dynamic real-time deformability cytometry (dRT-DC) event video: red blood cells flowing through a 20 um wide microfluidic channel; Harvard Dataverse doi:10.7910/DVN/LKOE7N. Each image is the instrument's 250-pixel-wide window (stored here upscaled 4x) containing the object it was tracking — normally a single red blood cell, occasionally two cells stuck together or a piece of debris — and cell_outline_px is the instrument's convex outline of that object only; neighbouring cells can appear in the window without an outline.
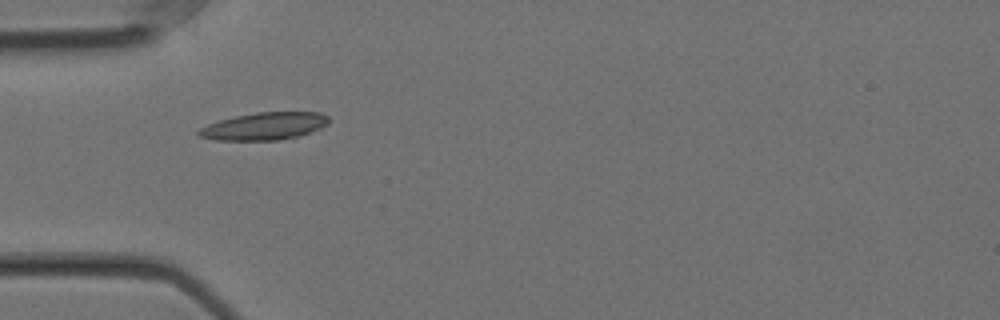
{"species": "Egyptian fruit bat (a non-hibernating species)", "species_latin": "Rousettus aegyptiacus", "temperature_condition": "cold", "stored_images_in_passage": 40, "camera_frame_rate_fps": 3000, "um_per_image_px": 0.085, "animal": {"sex": "female"}, "frame": {"image": 1, "passage_image": 1, "time_ms": 0.0, "image_size_px": [1000, 320], "cell_outline_px": [[328, 124], [320, 128], [300, 136], [276, 140], [216, 140], [196, 136], [196, 132], [200, 128], [208, 124], [220, 120], [236, 116], [256, 112], [320, 112], [328, 116]], "centroid_in_image_um": [22.45, 10.73], "position_along_channel_um": 62.6, "area_um2": 20.81}}
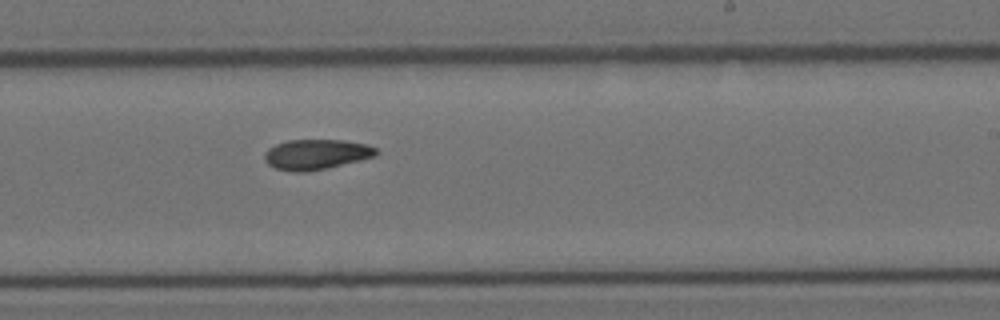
{"frame": {"image": 2, "passage_image": 18, "time_ms": 5.667, "image_size_px": [1000, 320], "cell_outline_px": [[380, 152], [376, 156], [360, 160], [324, 168], [304, 172], [292, 172], [276, 168], [268, 164], [264, 160], [264, 152], [268, 148], [276, 144], [288, 140], [344, 140], [368, 144], [376, 148]], "centroid_in_image_um": [26.88, 13.11], "position_along_channel_um": 262.1, "area_um2": 19.65}}
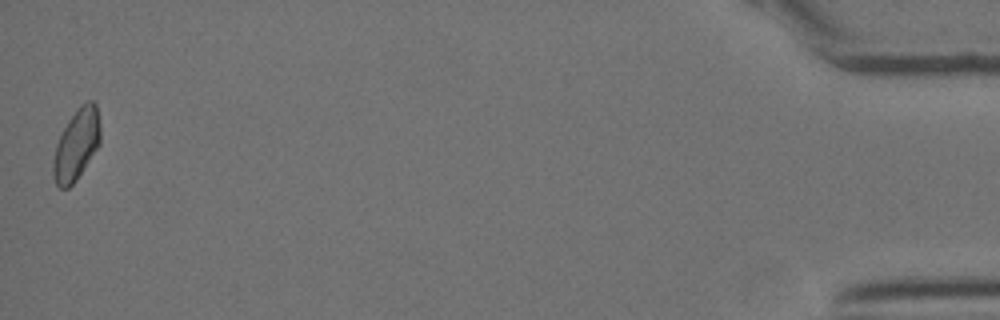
{"frame": {"image": 3, "passage_image": 40, "time_ms": 13.0, "image_size_px": [1000, 320], "cell_outline_px": [[100, 144], [76, 180], [68, 188], [60, 188], [56, 184], [52, 176], [52, 164], [56, 144], [68, 120], [80, 104], [88, 100], [92, 100], [96, 104], [100, 124]], "centroid_in_image_um": [6.5, 12.29], "position_along_channel_um": 428.7, "area_um2": 19.54}, "authors_computed_cell_mechanics": {"area_um2": 19.5364, "velocity_mm_per_s": 3.5507, "shape_relaxation_time_tau1_ms": null, "shape_relaxation_time_tau2_ms": 10.1521, "deformation_change_tau1": null, "deformation_change_tau2": 0.1596}}